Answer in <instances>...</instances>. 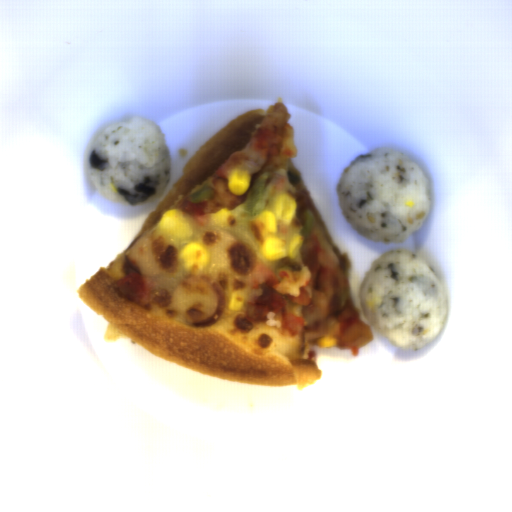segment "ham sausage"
<instances>
[{"label": "ham sausage", "instance_id": "obj_1", "mask_svg": "<svg viewBox=\"0 0 512 512\" xmlns=\"http://www.w3.org/2000/svg\"><path fill=\"white\" fill-rule=\"evenodd\" d=\"M205 282H207L210 287L214 288L216 295L219 299V302L217 309L213 314H209L202 309L196 308H191L188 310L187 317L191 319L194 326L196 327H209L215 322H217L220 316L222 315L225 306L226 294L222 286L213 281L212 279H210L209 277L205 278Z\"/></svg>", "mask_w": 512, "mask_h": 512}]
</instances>
